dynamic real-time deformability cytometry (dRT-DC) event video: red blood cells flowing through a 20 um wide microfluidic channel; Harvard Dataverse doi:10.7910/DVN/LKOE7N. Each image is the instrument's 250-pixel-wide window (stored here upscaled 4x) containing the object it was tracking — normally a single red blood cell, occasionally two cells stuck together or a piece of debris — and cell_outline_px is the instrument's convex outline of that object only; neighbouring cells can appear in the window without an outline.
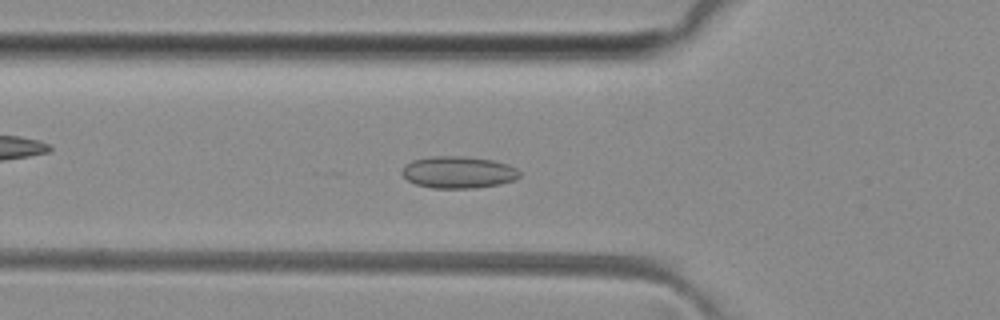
{"species": "common noctule bat (a hibernating species)", "species_latin": "Nyctalus noctula", "temperature_condition": "room temperature", "stored_images_in_passage": 50, "camera_frame_rate_fps": 3000, "um_per_image_px": 0.085, "animal": {"sex": "female", "body_mass_g": 29.2, "forearm_length_mm": 56.3}, "frame": {"image": 1, "passage_image": 16, "time_ms": 5.0, "image_size_px": [1000, 320], "cell_outline_px": [[520, 176], [512, 180], [500, 184], [476, 188], [432, 188], [416, 184], [408, 180], [400, 172], [412, 160], [432, 156], [464, 156], [492, 160], [508, 164], [516, 168], [520, 172]], "centroid_in_image_um": [38.97, 14.64], "position_along_channel_um": 86.8, "area_um2": 21.79}}
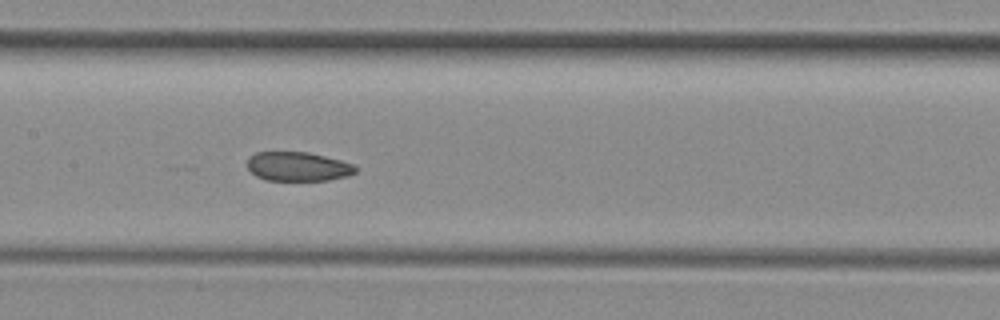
{"frame": {"image": 2, "passage_image": 23, "time_ms": 7.333, "image_size_px": [1000, 320], "cell_outline_px": [[356, 172], [348, 176], [328, 180], [264, 180], [256, 176], [248, 168], [248, 156], [256, 152], [308, 152], [340, 160], [352, 164], [356, 168]], "centroid_in_image_um": [25.3, 14.15], "position_along_channel_um": 182.1, "area_um2": 18.32}}
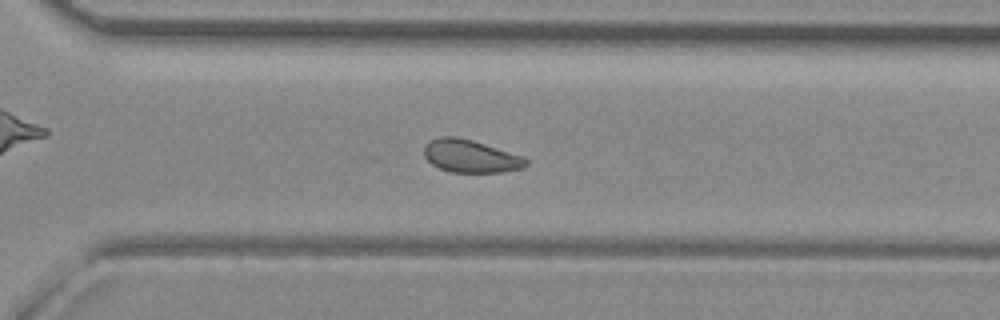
{"frame": {"image": 3, "passage_image": 34, "time_ms": 11.0, "image_size_px": [1000, 320], "cell_outline_px": [[528, 164], [520, 168], [504, 172], [452, 172], [440, 168], [432, 164], [424, 156], [424, 144], [428, 140], [440, 136], [456, 136], [472, 140], [524, 156], [528, 160]], "centroid_in_image_um": [39.98, 13.26], "position_along_channel_um": 330.6, "area_um2": 19.54}, "authors_computed_cell_mechanics": {"area_um2": 20.2878, "velocity_mm_per_s": 4.0646, "shape_relaxation_time_tau1_ms": 11.0135, "shape_relaxation_time_tau2_ms": 2.5682, "deformation_change_tau1": 0.1275, "deformation_change_tau2": 0.0772}}